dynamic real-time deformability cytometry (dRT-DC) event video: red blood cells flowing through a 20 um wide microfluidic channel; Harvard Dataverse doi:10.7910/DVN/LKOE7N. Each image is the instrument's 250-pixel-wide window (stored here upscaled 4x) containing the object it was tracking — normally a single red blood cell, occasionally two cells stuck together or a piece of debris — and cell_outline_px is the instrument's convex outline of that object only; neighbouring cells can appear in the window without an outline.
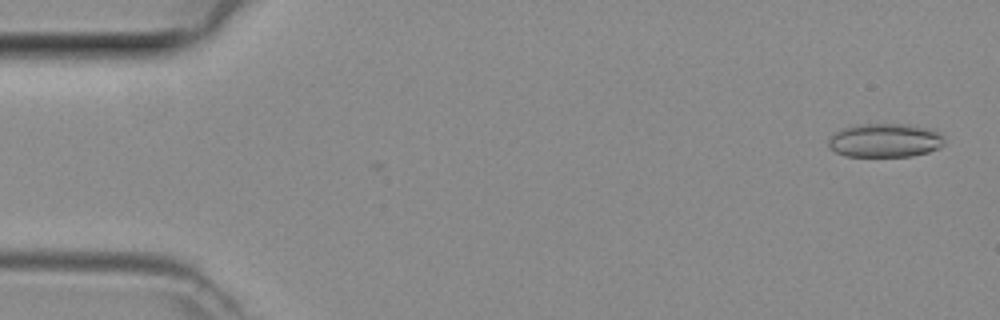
{"species": "common noctule bat (a hibernating species)", "species_latin": "Nyctalus noctula", "temperature_condition": "room temperature", "stored_images_in_passage": 2, "camera_frame_rate_fps": 3000, "um_per_image_px": 0.085, "animal": {"sex": "female", "body_mass_g": 29.2, "forearm_length_mm": 56.3}, "frame": {"image": 1, "passage_image": 2, "time_ms": 0.333, "image_size_px": [1000, 320], "cell_outline_px": [[944, 144], [940, 148], [928, 152], [912, 156], [844, 156], [828, 148], [828, 140], [840, 128], [852, 124], [908, 124], [932, 128], [940, 132], [944, 140]], "centroid_in_image_um": [75.23, 11.92], "position_along_channel_um": 9.8, "area_um2": 23.24}}